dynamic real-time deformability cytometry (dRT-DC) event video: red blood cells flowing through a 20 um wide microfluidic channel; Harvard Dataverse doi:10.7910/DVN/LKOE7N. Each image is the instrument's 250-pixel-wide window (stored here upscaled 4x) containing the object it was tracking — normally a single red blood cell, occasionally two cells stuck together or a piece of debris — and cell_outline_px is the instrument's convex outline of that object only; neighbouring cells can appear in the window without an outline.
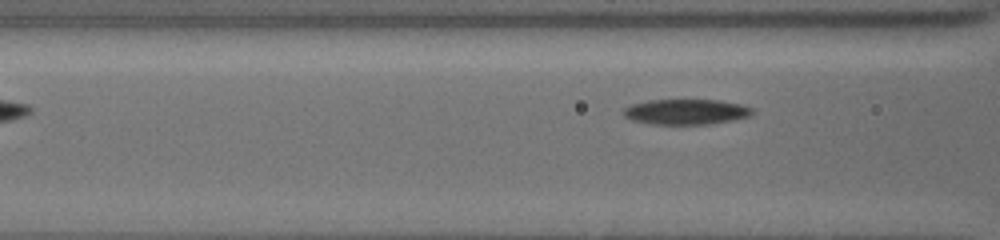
{"species": "common noctule bat (a hibernating species)", "species_latin": "Nyctalus noctula", "temperature_condition": "cold", "stored_images_in_passage": 11, "segment_of_instrument_passage": [2, 2], "camera_frame_rate_fps": 3000, "um_per_image_px": 0.085, "animal": {"sex": "female", "body_mass_g": 19.5, "forearm_length_mm": 54.1}, "frame": {"image": 1, "passage_image": 11, "time_ms": 4.667, "image_size_px": [1000, 240], "cell_outline_px": [[752, 112], [748, 116], [732, 120], [708, 124], [652, 124], [632, 120], [624, 116], [624, 108], [632, 104], [648, 100], [720, 100], [740, 104], [752, 108]], "centroid_in_image_um": [58.29, 9.5], "position_along_channel_um": 108.3, "area_um2": 18.84}}